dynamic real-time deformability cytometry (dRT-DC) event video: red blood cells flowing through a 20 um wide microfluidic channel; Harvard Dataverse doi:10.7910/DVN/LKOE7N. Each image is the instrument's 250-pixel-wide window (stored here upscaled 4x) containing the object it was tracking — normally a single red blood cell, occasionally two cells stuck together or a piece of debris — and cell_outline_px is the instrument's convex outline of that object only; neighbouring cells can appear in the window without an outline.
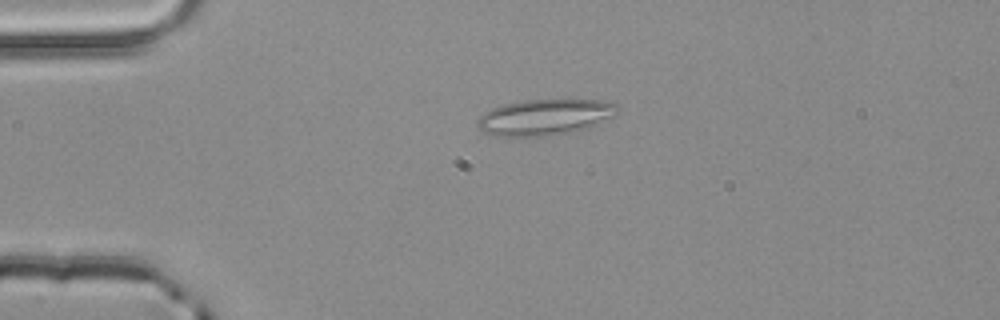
{"species": "common noctule bat (a hibernating species)", "species_latin": "Nyctalus noctula", "temperature_condition": "room temperature", "stored_images_in_passage": 4, "camera_frame_rate_fps": 3000, "um_per_image_px": 0.085, "animal": {"sex": "male", "body_mass_g": 20.4}, "frame": {"image": 1, "passage_image": 3, "time_ms": 0.667, "image_size_px": [1000, 320], "cell_outline_px": [[620, 108], [616, 116], [588, 128], [552, 136], [492, 136], [484, 132], [476, 124], [480, 116], [484, 112], [492, 108], [504, 104], [524, 100], [604, 100], [616, 104]], "centroid_in_image_um": [46.35, 9.96], "position_along_channel_um": 38.7, "area_um2": 29.59}}